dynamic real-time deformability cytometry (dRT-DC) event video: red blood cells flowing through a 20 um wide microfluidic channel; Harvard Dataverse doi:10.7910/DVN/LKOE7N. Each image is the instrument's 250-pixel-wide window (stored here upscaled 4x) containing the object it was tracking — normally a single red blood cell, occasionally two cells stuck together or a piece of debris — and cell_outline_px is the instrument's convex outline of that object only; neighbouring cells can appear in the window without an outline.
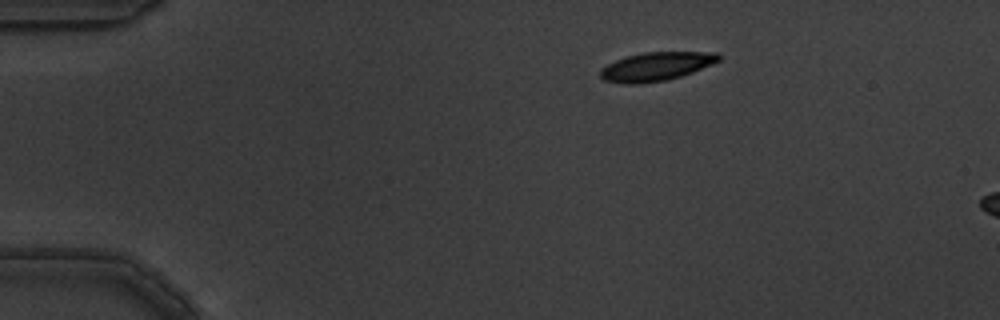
{"species": "common noctule bat (a hibernating species)", "species_latin": "Nyctalus noctula", "temperature_condition": "warm", "stored_images_in_passage": 3, "camera_frame_rate_fps": 3000, "um_per_image_px": 0.085, "animal": {"sex": "male", "body_mass_g": 19.5, "forearm_length_mm": 54.6}, "frame": {"image": 1, "passage_image": 1, "time_ms": 0.0, "image_size_px": [1000, 320], "cell_outline_px": [[720, 60], [712, 64], [692, 72], [668, 80], [640, 84], [624, 84], [604, 80], [600, 76], [600, 68], [624, 56], [644, 52], [716, 52], [720, 56]], "centroid_in_image_um": [55.74, 5.65], "position_along_channel_um": 29.3, "area_um2": 19.83}}